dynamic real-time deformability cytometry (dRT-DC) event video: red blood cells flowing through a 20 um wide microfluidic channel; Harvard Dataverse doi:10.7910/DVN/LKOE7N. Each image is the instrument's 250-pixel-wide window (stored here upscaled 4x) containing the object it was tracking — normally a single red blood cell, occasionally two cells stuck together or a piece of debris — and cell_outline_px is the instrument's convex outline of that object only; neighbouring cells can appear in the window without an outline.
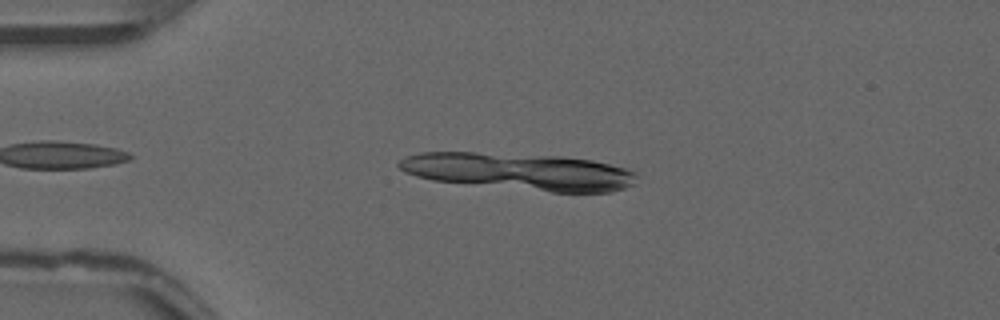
{"species": "common noctule bat (a hibernating species)", "species_latin": "Nyctalus noctula", "temperature_condition": "warm", "stored_images_in_passage": 9, "camera_frame_rate_fps": 3000, "um_per_image_px": 0.085, "animal": {"sex": "male", "forearm_length_mm": 52.5}, "frame": {"image": 1, "passage_image": 1, "time_ms": 0.0, "image_size_px": [1000, 320], "cell_outline_px": [[612, 168], [604, 184], [580, 192], [540, 184], [528, 180], [544, 160], [580, 160], [600, 164]], "centroid_in_image_um": [48.53, 14.84], "position_along_channel_um": 36.5, "area_um2": 13.81}}